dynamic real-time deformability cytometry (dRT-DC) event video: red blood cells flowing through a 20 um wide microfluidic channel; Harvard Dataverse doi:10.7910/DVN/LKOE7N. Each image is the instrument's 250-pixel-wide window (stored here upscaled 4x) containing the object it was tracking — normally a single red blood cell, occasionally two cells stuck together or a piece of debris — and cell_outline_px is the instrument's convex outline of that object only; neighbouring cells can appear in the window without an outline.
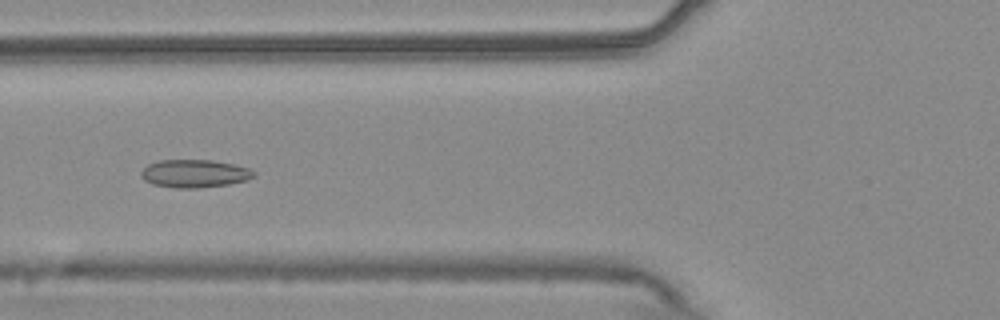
{"species": "common noctule bat (a hibernating species)", "species_latin": "Nyctalus noctula", "temperature_condition": "warm", "stored_images_in_passage": 11, "camera_frame_rate_fps": 3000, "um_per_image_px": 0.085, "animal": {"sex": "male", "body_mass_g": 20.4}, "frame": {"image": 1, "passage_image": 7, "time_ms": 2.0, "image_size_px": [1000, 320], "cell_outline_px": [[256, 176], [248, 180], [228, 184], [196, 188], [176, 188], [152, 184], [144, 180], [140, 176], [140, 172], [148, 164], [160, 160], [212, 160], [232, 164], [248, 168], [256, 172]], "centroid_in_image_um": [16.53, 14.75], "position_along_channel_um": 109.3, "area_um2": 18.38}}